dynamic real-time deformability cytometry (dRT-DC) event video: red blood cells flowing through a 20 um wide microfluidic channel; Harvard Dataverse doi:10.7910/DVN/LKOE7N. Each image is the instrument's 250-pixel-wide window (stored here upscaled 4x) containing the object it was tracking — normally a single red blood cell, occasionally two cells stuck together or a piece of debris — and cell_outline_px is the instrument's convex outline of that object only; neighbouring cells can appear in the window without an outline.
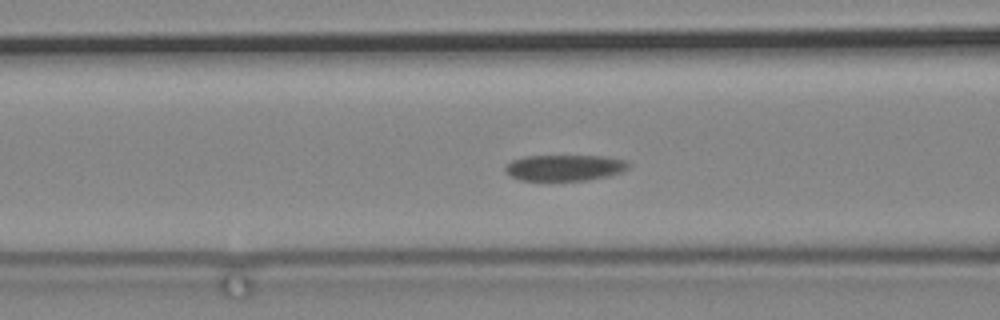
{"species": "common noctule bat (a hibernating species)", "species_latin": "Nyctalus noctula", "temperature_condition": "cold", "stored_images_in_passage": 49, "camera_frame_rate_fps": 3000, "um_per_image_px": 0.085, "animal": {"sex": "male", "body_mass_g": 19.2, "forearm_length_mm": 51.8}, "frame": {"image": 1, "passage_image": 9, "time_ms": 2.667, "image_size_px": [1000, 320], "cell_outline_px": [[632, 164], [628, 168], [620, 172], [608, 176], [588, 180], [520, 180], [512, 176], [504, 168], [512, 160], [524, 156], [604, 156], [628, 160]], "centroid_in_image_um": [48.06, 14.24], "position_along_channel_um": 118.5, "area_um2": 18.67}}
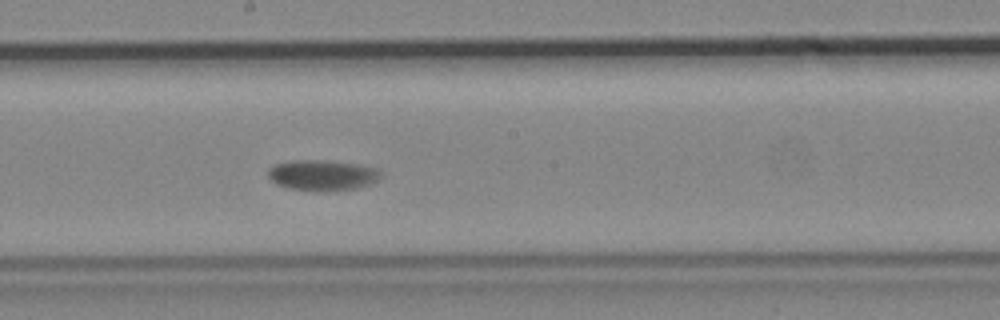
{"frame": {"image": 2, "passage_image": 19, "time_ms": 6.0, "image_size_px": [1000, 320], "cell_outline_px": [[384, 172], [376, 180], [368, 184], [356, 188], [316, 192], [288, 188], [276, 184], [268, 176], [268, 168], [276, 164], [292, 160], [328, 160], [360, 164], [380, 168]], "centroid_in_image_um": [27.42, 14.88], "position_along_channel_um": 220.8, "area_um2": 20.4}}
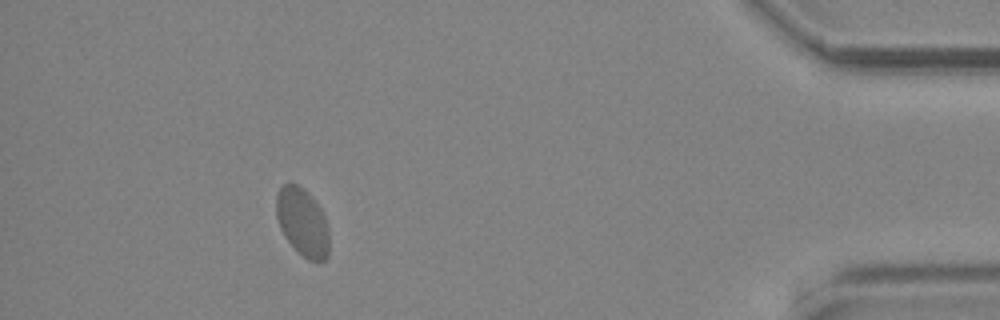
{"frame": {"image": 3, "passage_image": 43, "time_ms": 14.0, "image_size_px": [1000, 320], "cell_outline_px": [[328, 256], [324, 260], [308, 260], [284, 236], [280, 228], [276, 216], [276, 196], [280, 188], [288, 180], [304, 188], [312, 196], [320, 208], [324, 216], [328, 228]], "centroid_in_image_um": [25.69, 18.82], "position_along_channel_um": 409.5, "area_um2": 20.87}}